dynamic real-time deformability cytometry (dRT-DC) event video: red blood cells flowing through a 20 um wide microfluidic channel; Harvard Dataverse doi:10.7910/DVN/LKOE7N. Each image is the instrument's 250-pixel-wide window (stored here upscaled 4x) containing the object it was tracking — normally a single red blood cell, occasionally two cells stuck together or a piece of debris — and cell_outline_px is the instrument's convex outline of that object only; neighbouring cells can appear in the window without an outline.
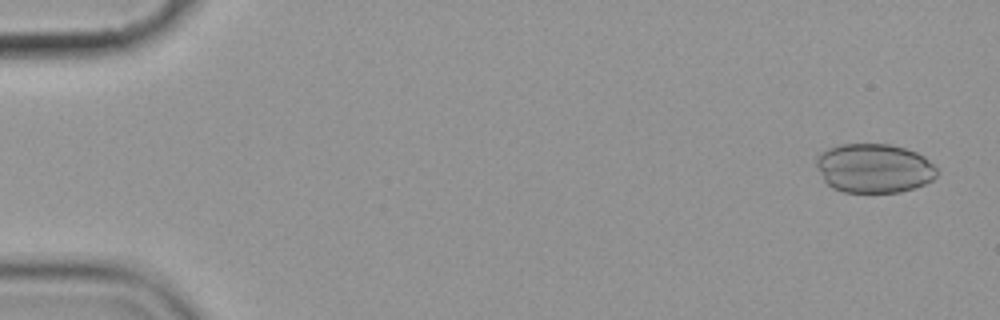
{"species": "common noctule bat (a hibernating species)", "species_latin": "Nyctalus noctula", "temperature_condition": "cold", "stored_images_in_passage": 5, "camera_frame_rate_fps": 3000, "um_per_image_px": 0.085, "animal": {"sex": "female", "body_mass_g": 19.9}, "frame": {"image": 1, "passage_image": 1, "time_ms": 0.0, "image_size_px": [1000, 320], "cell_outline_px": [[936, 176], [932, 180], [924, 184], [900, 192], [844, 192], [832, 188], [824, 180], [816, 168], [816, 156], [820, 152], [828, 148], [840, 144], [888, 144], [904, 148], [916, 152], [924, 156], [936, 168]], "centroid_in_image_um": [74.25, 14.29], "position_along_channel_um": 10.7, "area_um2": 34.56}}